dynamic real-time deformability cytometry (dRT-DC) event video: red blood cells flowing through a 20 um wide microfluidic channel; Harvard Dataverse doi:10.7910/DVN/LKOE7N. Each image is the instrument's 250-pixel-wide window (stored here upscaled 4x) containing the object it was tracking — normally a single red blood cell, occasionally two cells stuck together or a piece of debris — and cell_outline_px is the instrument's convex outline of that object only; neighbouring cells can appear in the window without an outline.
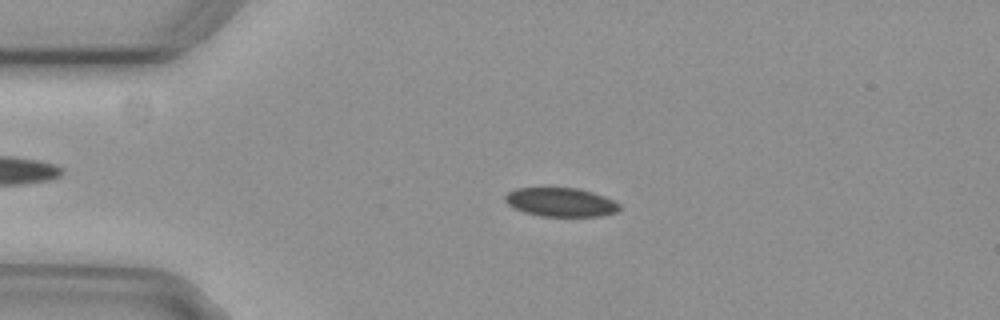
{"species": "common noctule bat (a hibernating species)", "species_latin": "Nyctalus noctula", "temperature_condition": "cold", "stored_images_in_passage": 3, "camera_frame_rate_fps": 3000, "um_per_image_px": 0.085, "animal": {"sex": "female", "body_mass_g": 29.2, "forearm_length_mm": 56.3}, "frame": {"image": 1, "passage_image": 2, "time_ms": 0.333, "image_size_px": [1000, 320], "cell_outline_px": [[620, 208], [616, 212], [600, 216], [540, 216], [524, 212], [512, 208], [504, 200], [504, 196], [508, 192], [516, 188], [580, 188], [604, 196], [620, 204]], "centroid_in_image_um": [47.63, 17.18], "position_along_channel_um": 37.4, "area_um2": 19.25}}